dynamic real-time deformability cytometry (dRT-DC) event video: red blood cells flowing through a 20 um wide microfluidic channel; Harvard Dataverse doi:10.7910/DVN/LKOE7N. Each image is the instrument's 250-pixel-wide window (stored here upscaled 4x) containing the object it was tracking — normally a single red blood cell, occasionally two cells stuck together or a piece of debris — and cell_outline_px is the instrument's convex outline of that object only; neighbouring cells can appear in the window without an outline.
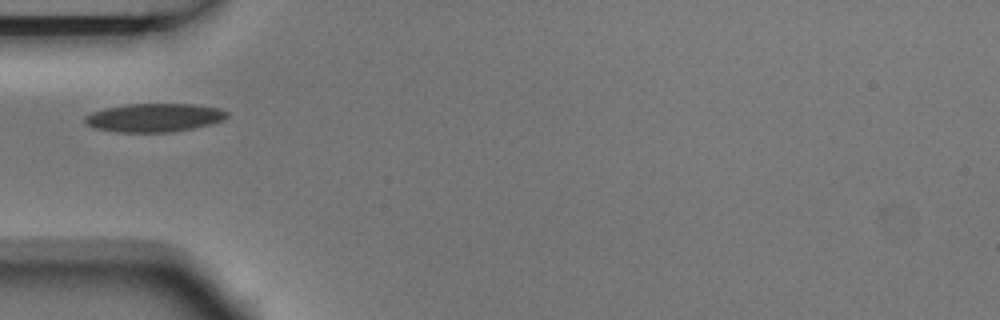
{"species": "Egyptian fruit bat (a non-hibernating species)", "species_latin": "Rousettus aegyptiacus", "temperature_condition": "room temperature", "stored_images_in_passage": 1, "camera_frame_rate_fps": 3000, "um_per_image_px": 0.085, "animal": {"sex": "male"}, "frame": {"image": 1, "passage_image": 1, "time_ms": 0.0, "image_size_px": [1000, 320], "cell_outline_px": [[228, 116], [224, 120], [212, 124], [172, 132], [120, 132], [96, 128], [88, 124], [84, 120], [84, 116], [92, 112], [108, 108], [128, 104], [192, 104], [220, 108], [228, 112]], "centroid_in_image_um": [13.17, 10.0], "position_along_channel_um": 71.8, "area_um2": 23.41}}